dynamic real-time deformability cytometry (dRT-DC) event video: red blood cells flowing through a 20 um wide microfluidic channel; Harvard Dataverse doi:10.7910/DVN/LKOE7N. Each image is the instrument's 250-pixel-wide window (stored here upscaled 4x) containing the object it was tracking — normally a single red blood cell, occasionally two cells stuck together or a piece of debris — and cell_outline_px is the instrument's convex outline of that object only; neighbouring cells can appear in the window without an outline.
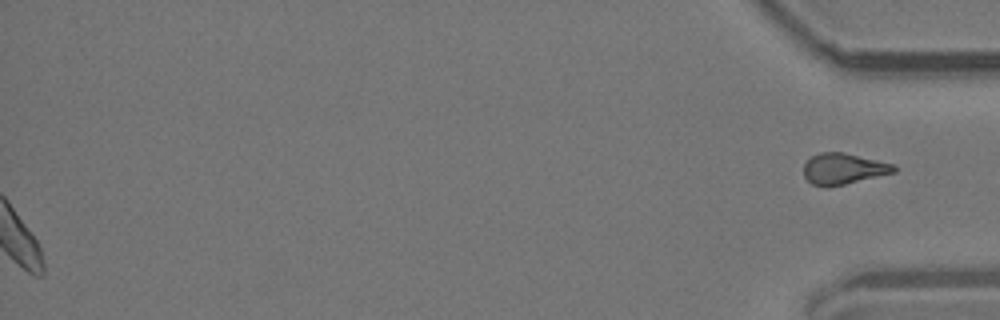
{"species": "common noctule bat (a hibernating species)", "species_latin": "Nyctalus noctula", "temperature_condition": "room temperature", "stored_images_in_passage": 56, "segment_of_instrument_passage": [2, 2], "camera_frame_rate_fps": 3000, "um_per_image_px": 0.085, "animal": {"sex": "male", "body_mass_g": 19.2, "forearm_length_mm": 51.8}, "frame": {"image": 1, "passage_image": 56, "time_ms": 18.333, "image_size_px": [1000, 320], "cell_outline_px": [[896, 172], [828, 188], [824, 188], [812, 184], [804, 176], [804, 164], [812, 156], [820, 152], [844, 152], [896, 164]], "centroid_in_image_um": [71.7, 14.35], "position_along_channel_um": 363.5, "area_um2": 16.53}}